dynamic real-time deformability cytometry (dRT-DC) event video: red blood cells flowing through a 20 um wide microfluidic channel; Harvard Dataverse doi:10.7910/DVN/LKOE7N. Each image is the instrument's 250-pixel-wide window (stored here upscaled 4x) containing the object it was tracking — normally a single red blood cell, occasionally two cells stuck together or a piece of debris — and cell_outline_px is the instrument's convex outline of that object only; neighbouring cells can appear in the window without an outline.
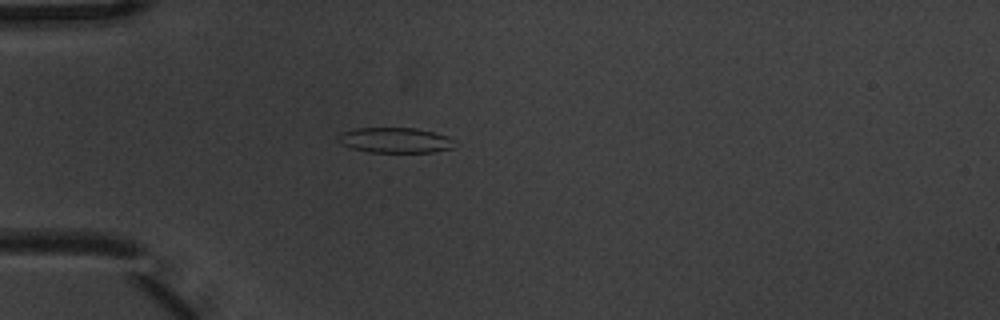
{"species": "common noctule bat (a hibernating species)", "species_latin": "Nyctalus noctula", "temperature_condition": "warm", "stored_images_in_passage": 5, "camera_frame_rate_fps": 3000, "um_per_image_px": 0.085, "animal": {"sex": "male", "body_mass_g": 20.1, "forearm_length_mm": 53.5}, "frame": {"image": 1, "passage_image": 4, "time_ms": 1.0, "image_size_px": [1000, 320], "cell_outline_px": [[452, 148], [432, 152], [368, 152], [352, 148], [340, 144], [336, 140], [336, 136], [340, 132], [356, 128], [416, 128], [448, 136], [452, 140]], "centroid_in_image_um": [33.49, 11.91], "position_along_channel_um": 51.5, "area_um2": 17.17}}